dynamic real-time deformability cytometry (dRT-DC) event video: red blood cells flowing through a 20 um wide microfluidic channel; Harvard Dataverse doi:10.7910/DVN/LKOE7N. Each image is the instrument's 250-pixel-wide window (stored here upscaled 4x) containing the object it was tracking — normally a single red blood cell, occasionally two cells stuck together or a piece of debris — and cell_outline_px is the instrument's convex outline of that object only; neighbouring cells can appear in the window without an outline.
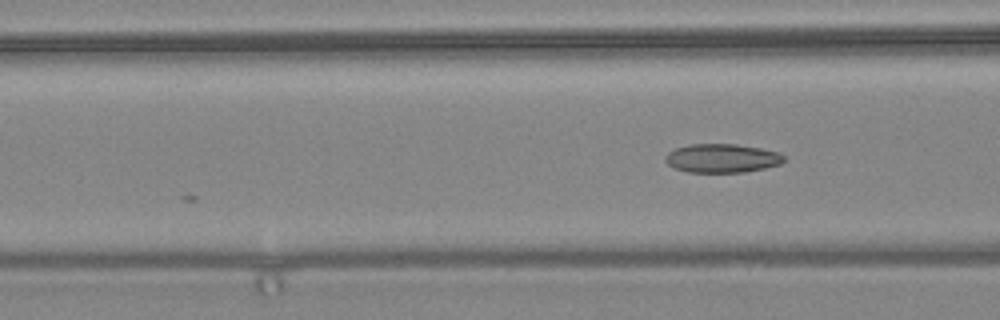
{"species": "common noctule bat (a hibernating species)", "species_latin": "Nyctalus noctula", "temperature_condition": "warm", "stored_images_in_passage": 6, "camera_frame_rate_fps": 3000, "um_per_image_px": 0.085, "animal": {"sex": "female", "body_mass_g": 24.6, "forearm_length_mm": 56.2}, "frame": {"image": 1, "passage_image": 6, "time_ms": 1.667, "image_size_px": [1000, 320], "cell_outline_px": [[784, 160], [780, 164], [764, 168], [744, 172], [688, 172], [676, 168], [668, 164], [664, 160], [664, 156], [668, 152], [676, 148], [688, 144], [736, 144], [760, 148], [780, 152], [784, 156]], "centroid_in_image_um": [61.36, 13.44], "position_along_channel_um": 105.2, "area_um2": 19.88}}